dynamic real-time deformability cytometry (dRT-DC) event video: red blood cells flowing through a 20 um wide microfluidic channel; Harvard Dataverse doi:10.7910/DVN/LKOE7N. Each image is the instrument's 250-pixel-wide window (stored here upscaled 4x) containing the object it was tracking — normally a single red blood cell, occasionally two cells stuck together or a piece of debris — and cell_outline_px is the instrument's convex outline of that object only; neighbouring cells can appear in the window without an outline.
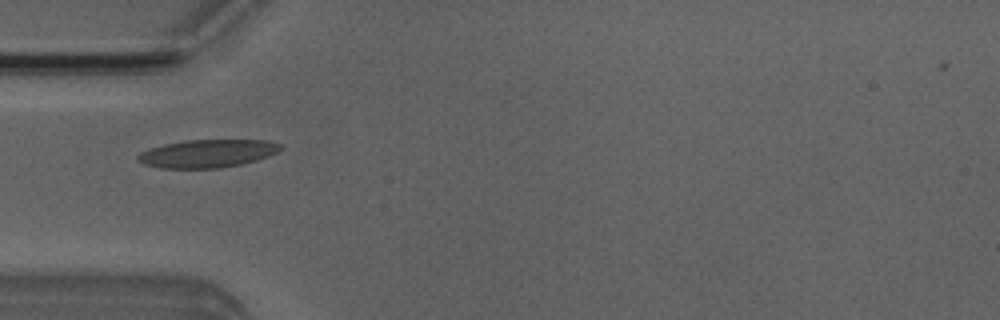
{"species": "Egyptian fruit bat (a non-hibernating species)", "species_latin": "Rousettus aegyptiacus", "temperature_condition": "room temperature", "stored_images_in_passage": 5, "camera_frame_rate_fps": 3000, "um_per_image_px": 0.085, "animal": {"sex": "male"}, "frame": {"image": 1, "passage_image": 5, "time_ms": 4.667, "image_size_px": [1000, 320], "cell_outline_px": [[284, 148], [268, 156], [256, 160], [240, 164], [216, 168], [160, 168], [144, 164], [136, 160], [136, 156], [140, 152], [148, 148], [164, 144], [188, 140], [268, 140], [280, 144]], "centroid_in_image_um": [17.59, 13.04], "position_along_channel_um": 67.4, "area_um2": 23.24}}